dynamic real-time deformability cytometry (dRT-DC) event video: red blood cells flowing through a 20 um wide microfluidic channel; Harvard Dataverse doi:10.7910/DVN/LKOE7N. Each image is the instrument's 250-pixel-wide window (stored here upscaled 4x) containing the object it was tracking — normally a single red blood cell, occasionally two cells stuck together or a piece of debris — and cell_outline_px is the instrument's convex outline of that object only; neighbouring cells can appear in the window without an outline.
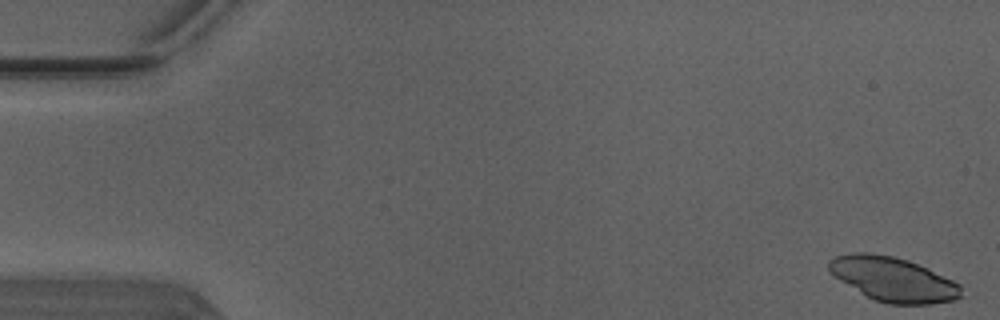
{"species": "Egyptian fruit bat (a non-hibernating species)", "species_latin": "Rousettus aegyptiacus", "temperature_condition": "warm", "stored_images_in_passage": 50, "camera_frame_rate_fps": 3000, "um_per_image_px": 0.085, "animal": {"sex": "male"}, "frame": {"image": 1, "passage_image": 1, "time_ms": 0.0, "image_size_px": [1000, 320], "cell_outline_px": [[960, 296], [952, 300], [932, 304], [888, 304], [872, 300], [840, 280], [828, 272], [828, 260], [836, 256], [852, 252], [868, 252], [892, 256], [908, 260], [928, 268], [960, 284]], "centroid_in_image_um": [75.87, 23.73], "position_along_channel_um": 9.1, "area_um2": 34.16}}